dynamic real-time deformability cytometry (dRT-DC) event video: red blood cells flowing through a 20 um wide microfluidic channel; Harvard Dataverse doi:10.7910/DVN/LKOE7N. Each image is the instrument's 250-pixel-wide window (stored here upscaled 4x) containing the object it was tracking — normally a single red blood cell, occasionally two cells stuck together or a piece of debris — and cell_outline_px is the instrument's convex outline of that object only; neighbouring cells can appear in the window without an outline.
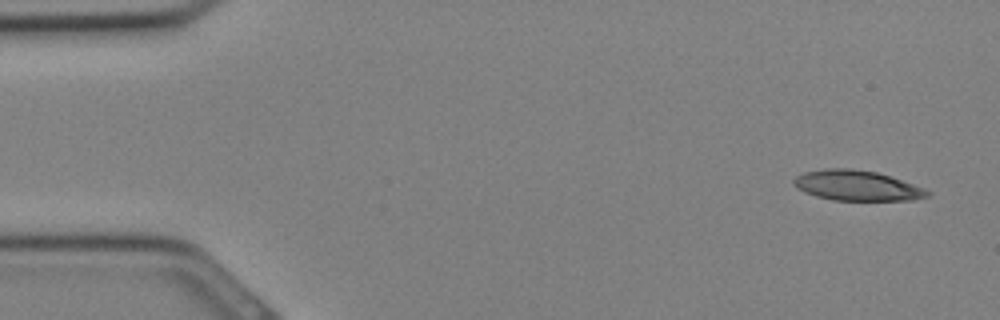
{"species": "Egyptian fruit bat (a non-hibernating species)", "species_latin": "Rousettus aegyptiacus", "temperature_condition": "cold", "stored_images_in_passage": 31, "camera_frame_rate_fps": 3000, "um_per_image_px": 0.085, "animal": {"sex": "female"}, "frame": {"image": 1, "passage_image": 1, "time_ms": 0.0, "image_size_px": [1000, 320], "cell_outline_px": [[932, 196], [912, 200], [832, 200], [816, 196], [804, 192], [796, 188], [792, 184], [792, 180], [796, 176], [804, 172], [828, 168], [852, 168], [876, 172], [924, 188], [932, 192]], "centroid_in_image_um": [72.82, 15.78], "position_along_channel_um": 12.2, "area_um2": 23.58}}
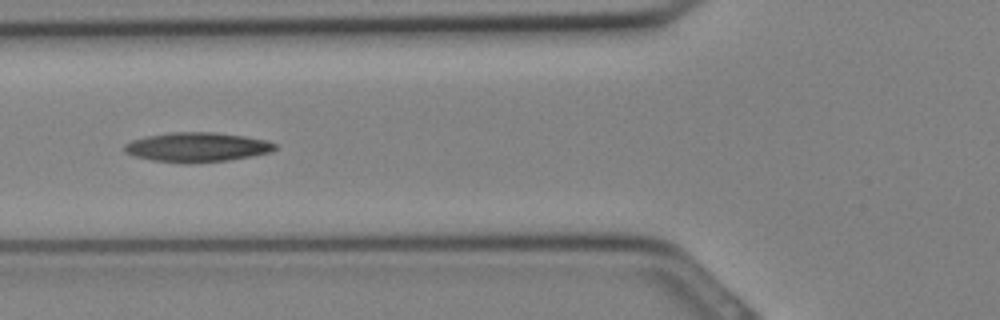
{"frame": {"image": 2, "passage_image": 11, "time_ms": 3.333, "image_size_px": [1000, 320], "cell_outline_px": [[276, 148], [272, 152], [252, 156], [228, 160], [152, 160], [136, 156], [124, 152], [124, 144], [132, 140], [144, 136], [168, 132], [216, 132], [244, 136], [264, 140], [276, 144]], "centroid_in_image_um": [16.75, 12.45], "position_along_channel_um": 109.0, "area_um2": 24.91}}
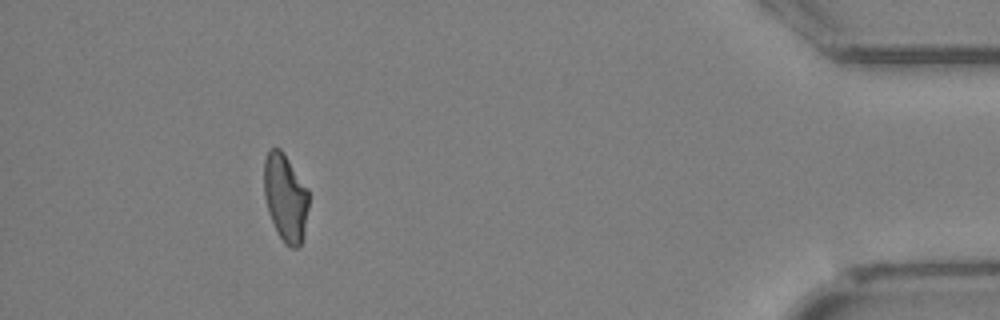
{"frame": {"image": 3, "passage_image": 28, "time_ms": 9.0, "image_size_px": [1000, 320], "cell_outline_px": [[308, 208], [304, 236], [300, 244], [296, 248], [292, 248], [284, 244], [268, 212], [264, 196], [264, 160], [268, 148], [280, 148], [308, 188]], "centroid_in_image_um": [24.26, 16.78], "position_along_channel_um": 410.9, "area_um2": 22.83}}